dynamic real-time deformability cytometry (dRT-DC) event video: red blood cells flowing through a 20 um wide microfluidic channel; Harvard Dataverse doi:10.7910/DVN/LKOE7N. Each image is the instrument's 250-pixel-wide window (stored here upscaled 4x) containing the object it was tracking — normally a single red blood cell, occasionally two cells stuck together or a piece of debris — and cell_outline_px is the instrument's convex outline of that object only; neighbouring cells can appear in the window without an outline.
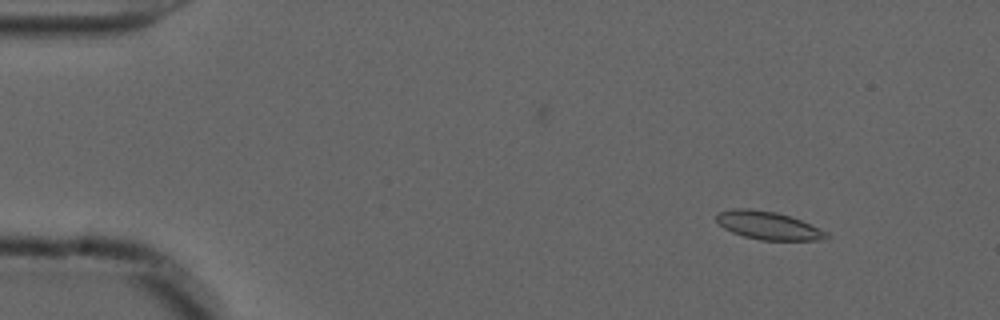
{"species": "common noctule bat (a hibernating species)", "species_latin": "Nyctalus noctula", "temperature_condition": "cold", "stored_images_in_passage": 52, "camera_frame_rate_fps": 3000, "um_per_image_px": 0.085, "animal": {"sex": "male", "forearm_length_mm": 52.5}, "frame": {"image": 1, "passage_image": 7, "time_ms": 2.0, "image_size_px": [1000, 320], "cell_outline_px": [[832, 236], [824, 240], [760, 240], [744, 236], [732, 232], [724, 228], [716, 220], [716, 216], [720, 212], [732, 208], [752, 208], [776, 212], [800, 220], [828, 232]], "centroid_in_image_um": [65.32, 19.17], "position_along_channel_um": 19.7, "area_um2": 17.98}}
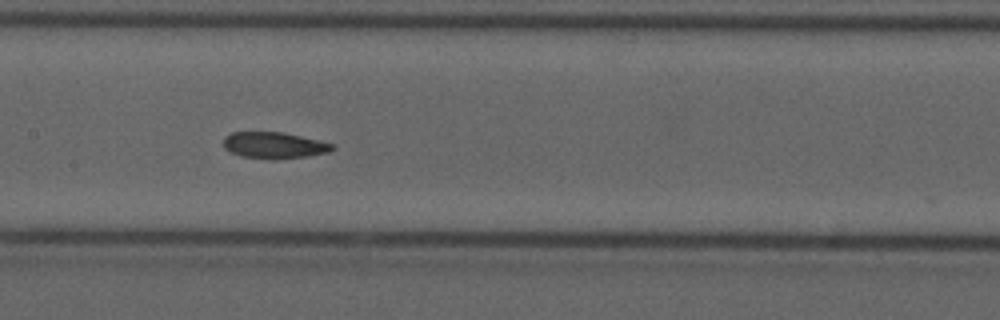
{"frame": {"image": 2, "passage_image": 28, "time_ms": 9.0, "image_size_px": [1000, 320], "cell_outline_px": [[336, 148], [328, 152], [308, 156], [272, 160], [240, 156], [224, 148], [224, 136], [232, 132], [284, 132], [320, 140], [336, 144]], "centroid_in_image_um": [23.34, 12.35], "position_along_channel_um": 184.1, "area_um2": 16.99}}
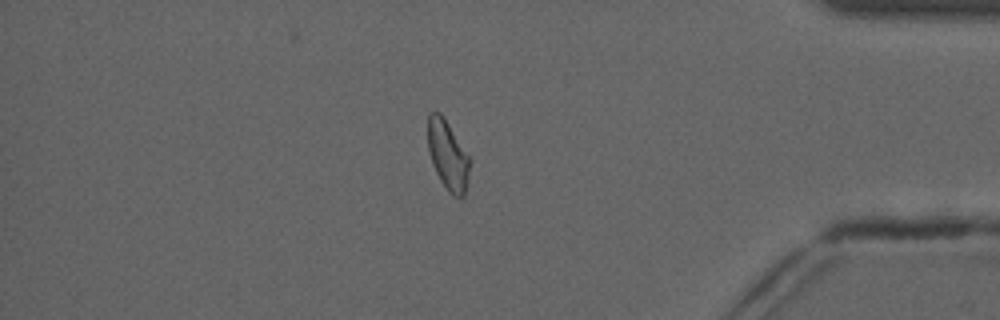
{"frame": {"image": 3, "passage_image": 48, "time_ms": 15.667, "image_size_px": [1000, 320], "cell_outline_px": [[468, 180], [464, 196], [452, 196], [448, 192], [440, 180], [432, 164], [428, 152], [428, 112], [440, 112], [448, 124], [468, 156]], "centroid_in_image_um": [38.02, 13.2], "position_along_channel_um": 397.2, "area_um2": 16.53}, "authors_computed_cell_mechanics": {"area_um2": 17.3689, "velocity_mm_per_s": 3.6937, "shape_relaxation_time_tau1_ms": 9.0812, "shape_relaxation_time_tau2_ms": 2.5812, "deformation_change_tau1": 0.1729, "deformation_change_tau2": 0.077}}